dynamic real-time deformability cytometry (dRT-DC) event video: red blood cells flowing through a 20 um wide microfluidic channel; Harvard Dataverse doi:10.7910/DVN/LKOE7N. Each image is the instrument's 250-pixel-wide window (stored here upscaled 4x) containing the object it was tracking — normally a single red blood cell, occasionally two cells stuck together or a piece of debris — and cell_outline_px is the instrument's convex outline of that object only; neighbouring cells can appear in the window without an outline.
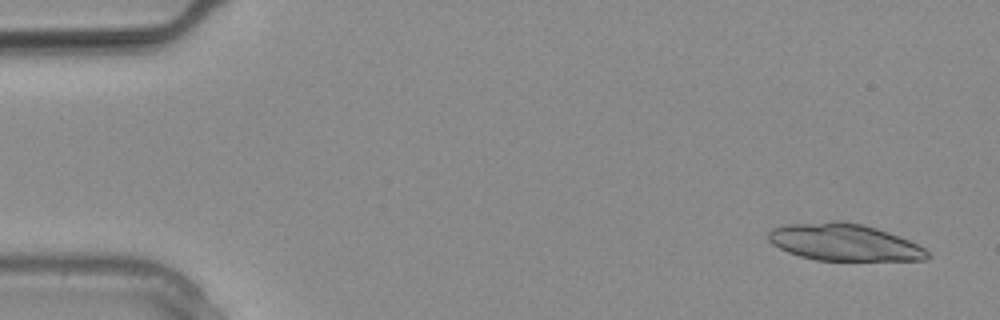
{"species": "common noctule bat (a hibernating species)", "species_latin": "Nyctalus noctula", "temperature_condition": "warm", "stored_images_in_passage": 12, "segment_of_instrument_passage": [1, 2], "camera_frame_rate_fps": 3000, "um_per_image_px": 0.085, "animal": {"sex": "male", "body_mass_g": 20.4}, "frame": {"image": 1, "passage_image": 2, "time_ms": 0.333, "image_size_px": [1000, 320], "cell_outline_px": [[932, 256], [924, 260], [816, 260], [800, 256], [788, 252], [772, 244], [768, 240], [768, 232], [772, 228], [788, 224], [832, 220], [840, 220], [864, 224], [900, 236], [924, 248]], "centroid_in_image_um": [71.74, 20.58], "position_along_channel_um": 13.3, "area_um2": 34.39}}